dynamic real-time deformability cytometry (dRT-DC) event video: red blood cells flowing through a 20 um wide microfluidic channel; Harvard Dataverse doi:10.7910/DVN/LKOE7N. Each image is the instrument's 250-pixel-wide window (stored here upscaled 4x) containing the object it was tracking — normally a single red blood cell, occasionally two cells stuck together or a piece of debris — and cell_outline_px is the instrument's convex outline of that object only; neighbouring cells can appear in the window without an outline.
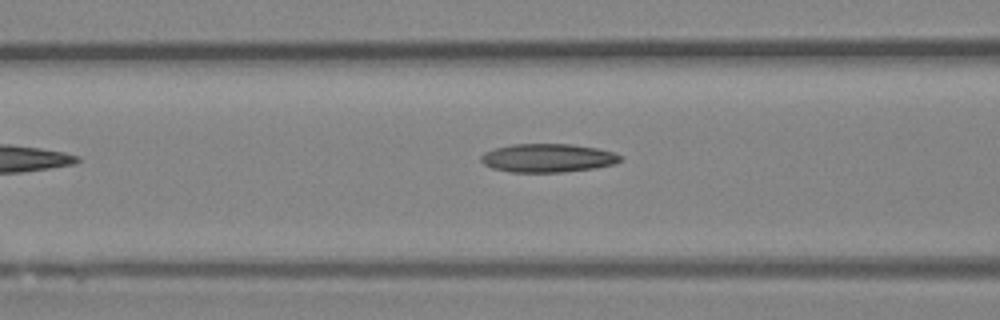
{"species": "Egyptian fruit bat (a non-hibernating species)", "species_latin": "Rousettus aegyptiacus", "temperature_condition": "room temperature", "stored_images_in_passage": 26, "camera_frame_rate_fps": 3000, "um_per_image_px": 0.085, "animal": {"sex": "female"}, "frame": {"image": 1, "passage_image": 6, "time_ms": 1.667, "image_size_px": [1000, 320], "cell_outline_px": [[624, 160], [616, 164], [596, 168], [564, 172], [512, 172], [492, 168], [484, 164], [480, 160], [480, 156], [484, 152], [496, 148], [512, 144], [572, 144], [596, 148], [612, 152], [624, 156]], "centroid_in_image_um": [46.6, 13.43], "position_along_channel_um": 120.0, "area_um2": 23.35}}
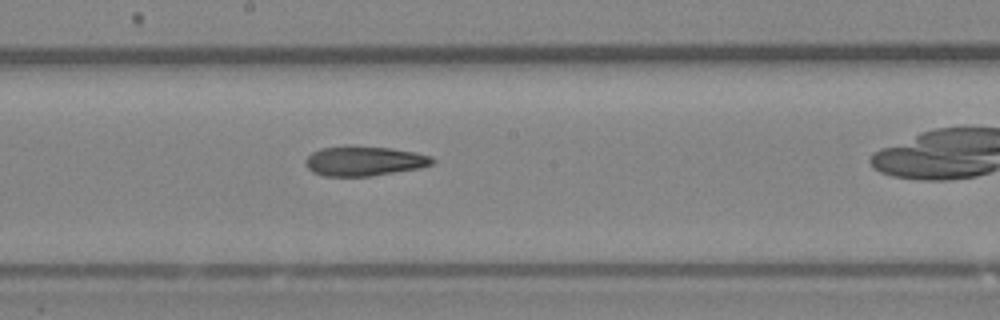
{"frame": {"image": 2, "passage_image": 13, "time_ms": 4.0, "image_size_px": [1000, 320], "cell_outline_px": [[436, 160], [432, 164], [420, 168], [372, 176], [324, 176], [312, 172], [304, 164], [304, 160], [312, 152], [320, 148], [392, 148], [416, 152], [432, 156]], "centroid_in_image_um": [30.98, 13.72], "position_along_channel_um": 217.2, "area_um2": 21.5}}
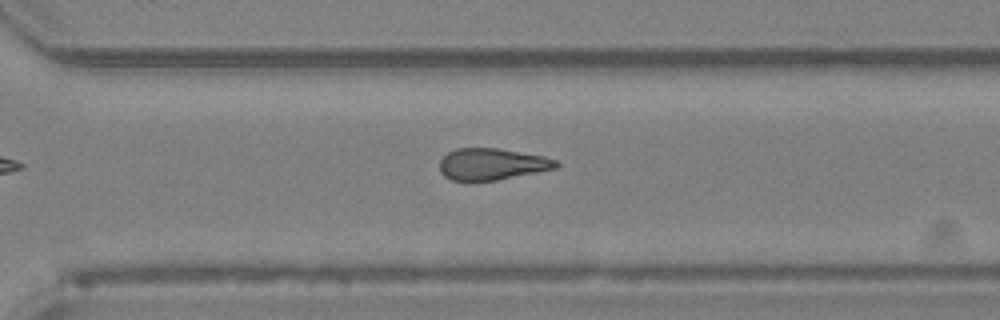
{"frame": {"image": 3, "passage_image": 21, "time_ms": 6.667, "image_size_px": [1000, 320], "cell_outline_px": [[560, 164], [556, 168], [496, 180], [452, 180], [444, 176], [440, 172], [440, 160], [448, 152], [456, 148], [496, 148], [544, 156], [556, 160]], "centroid_in_image_um": [41.8, 13.94], "position_along_channel_um": 328.8, "area_um2": 21.21}}